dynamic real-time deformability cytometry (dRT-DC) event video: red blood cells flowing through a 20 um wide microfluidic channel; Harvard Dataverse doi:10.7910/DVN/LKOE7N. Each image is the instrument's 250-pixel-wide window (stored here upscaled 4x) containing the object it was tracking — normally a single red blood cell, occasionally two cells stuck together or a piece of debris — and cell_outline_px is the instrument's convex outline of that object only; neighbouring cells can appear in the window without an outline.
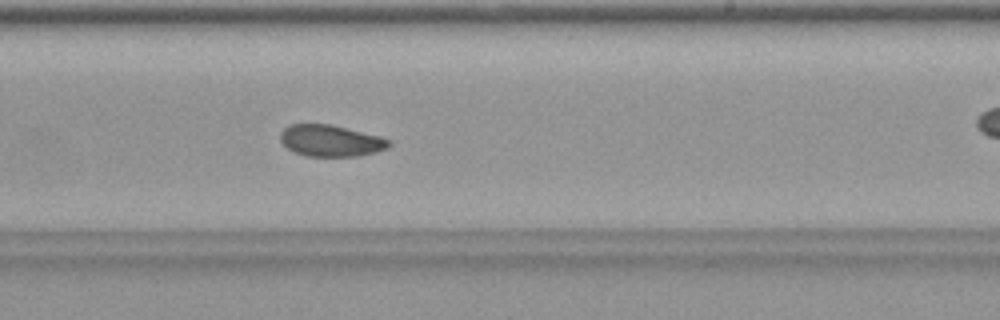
{"species": "common noctule bat (a hibernating species)", "species_latin": "Nyctalus noctula", "temperature_condition": "warm", "stored_images_in_passage": 43, "camera_frame_rate_fps": 3000, "um_per_image_px": 0.085, "animal": {"sex": "female", "body_mass_g": 19.9}, "frame": {"image": 1, "passage_image": 25, "time_ms": 8.0, "image_size_px": [1000, 320], "cell_outline_px": [[392, 144], [388, 148], [376, 152], [356, 156], [308, 156], [296, 152], [288, 148], [280, 140], [280, 132], [288, 124], [332, 124], [380, 136], [392, 140]], "centroid_in_image_um": [28.14, 11.95], "position_along_channel_um": 260.9, "area_um2": 20.06}}